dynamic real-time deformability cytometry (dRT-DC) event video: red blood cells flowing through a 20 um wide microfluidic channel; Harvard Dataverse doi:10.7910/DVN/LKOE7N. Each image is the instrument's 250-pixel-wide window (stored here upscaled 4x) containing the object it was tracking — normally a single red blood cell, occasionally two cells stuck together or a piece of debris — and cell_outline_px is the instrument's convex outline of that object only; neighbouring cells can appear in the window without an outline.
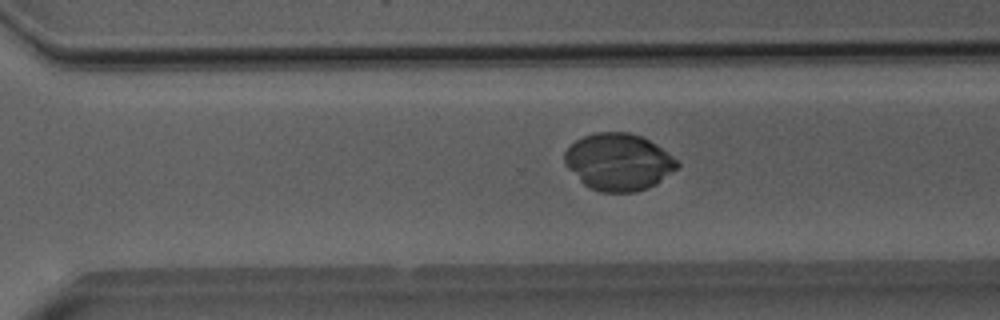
{"species": "Egyptian fruit bat (a non-hibernating species)", "species_latin": "Rousettus aegyptiacus", "temperature_condition": "room temperature", "stored_images_in_passage": 44, "camera_frame_rate_fps": 3000, "um_per_image_px": 0.085, "animal": {"sex": "male"}, "frame": {"image": 1, "passage_image": 28, "time_ms": 9.0, "image_size_px": [1000, 320], "cell_outline_px": [[680, 164], [676, 168], [656, 184], [648, 188], [636, 192], [600, 192], [584, 184], [564, 164], [564, 152], [576, 140], [584, 136], [596, 132], [628, 132], [640, 136], [656, 144], [680, 160]], "centroid_in_image_um": [52.58, 13.76], "position_along_channel_um": 318.0, "area_um2": 37.34}}